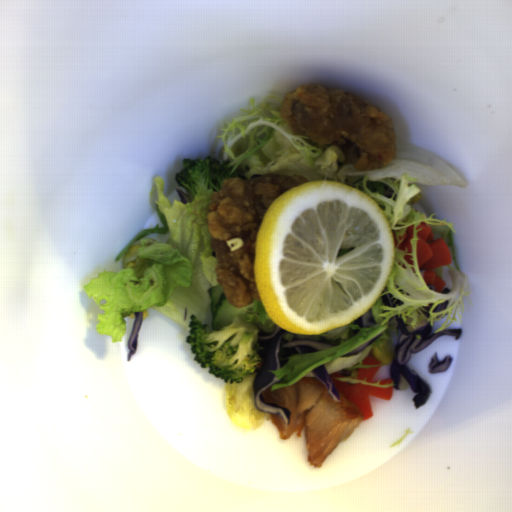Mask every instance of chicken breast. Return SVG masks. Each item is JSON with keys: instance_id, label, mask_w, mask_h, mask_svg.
Returning a JSON list of instances; mask_svg holds the SVG:
<instances>
[{"instance_id": "obj_1", "label": "chicken breast", "mask_w": 512, "mask_h": 512, "mask_svg": "<svg viewBox=\"0 0 512 512\" xmlns=\"http://www.w3.org/2000/svg\"><path fill=\"white\" fill-rule=\"evenodd\" d=\"M335 400L321 380L302 377L294 384L262 391L264 402L290 410L289 424L277 414L270 413V421L281 439L302 436L304 430L307 461L315 468L322 467L325 459L343 440L350 438L364 416L360 408L345 394L338 391Z\"/></svg>"}]
</instances>
